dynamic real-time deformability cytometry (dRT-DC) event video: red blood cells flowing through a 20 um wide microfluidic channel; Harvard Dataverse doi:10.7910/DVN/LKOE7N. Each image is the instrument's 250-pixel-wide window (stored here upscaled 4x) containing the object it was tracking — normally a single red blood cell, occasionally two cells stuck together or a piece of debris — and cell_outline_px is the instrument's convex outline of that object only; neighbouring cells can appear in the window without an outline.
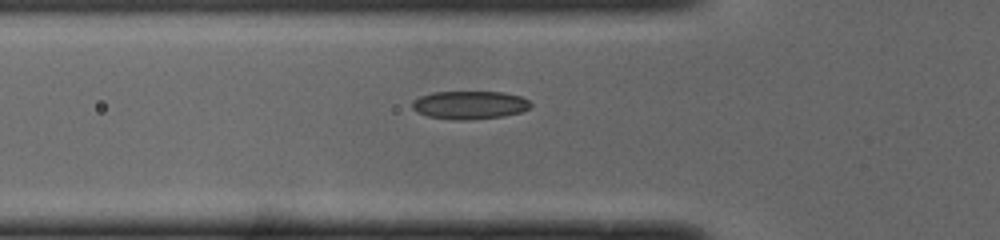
{"species": "common noctule bat (a hibernating species)", "species_latin": "Nyctalus noctula", "temperature_condition": "cold", "stored_images_in_passage": 29, "camera_frame_rate_fps": 3000, "um_per_image_px": 0.085, "animal": {"sex": "male", "body_mass_g": 19.0, "forearm_length_mm": 50.8}, "frame": {"image": 1, "passage_image": 2, "time_ms": 0.333, "image_size_px": [1000, 240], "cell_outline_px": [[532, 104], [528, 108], [520, 112], [504, 116], [468, 120], [452, 120], [428, 116], [412, 108], [412, 100], [420, 96], [432, 92], [504, 92], [520, 96], [528, 100]], "centroid_in_image_um": [39.91, 8.92], "position_along_channel_um": 85.9, "area_um2": 19.42}}
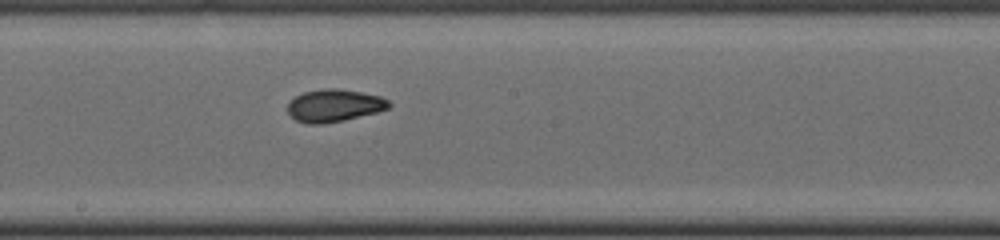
{"frame": {"image": 2, "passage_image": 12, "time_ms": 3.667, "image_size_px": [1000, 240], "cell_outline_px": [[392, 104], [388, 108], [376, 112], [344, 120], [324, 124], [308, 124], [296, 120], [288, 112], [288, 104], [296, 96], [304, 92], [324, 88], [336, 88], [360, 92], [380, 96], [388, 100]], "centroid_in_image_um": [28.41, 8.97], "position_along_channel_um": 219.8, "area_um2": 19.02}}
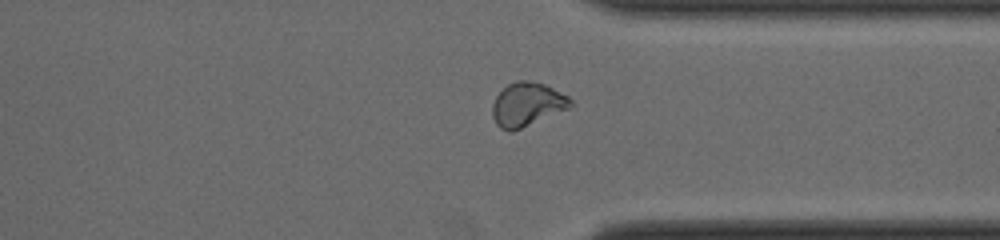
{"frame": {"image": 3, "passage_image": 23, "time_ms": 7.333, "image_size_px": [1000, 240], "cell_outline_px": [[572, 104], [568, 108], [512, 132], [508, 132], [500, 128], [496, 124], [492, 116], [492, 104], [496, 96], [508, 84], [516, 80], [528, 80], [544, 84], [568, 96], [572, 100]], "centroid_in_image_um": [44.77, 8.88], "position_along_channel_um": 366.6, "area_um2": 19.77}}